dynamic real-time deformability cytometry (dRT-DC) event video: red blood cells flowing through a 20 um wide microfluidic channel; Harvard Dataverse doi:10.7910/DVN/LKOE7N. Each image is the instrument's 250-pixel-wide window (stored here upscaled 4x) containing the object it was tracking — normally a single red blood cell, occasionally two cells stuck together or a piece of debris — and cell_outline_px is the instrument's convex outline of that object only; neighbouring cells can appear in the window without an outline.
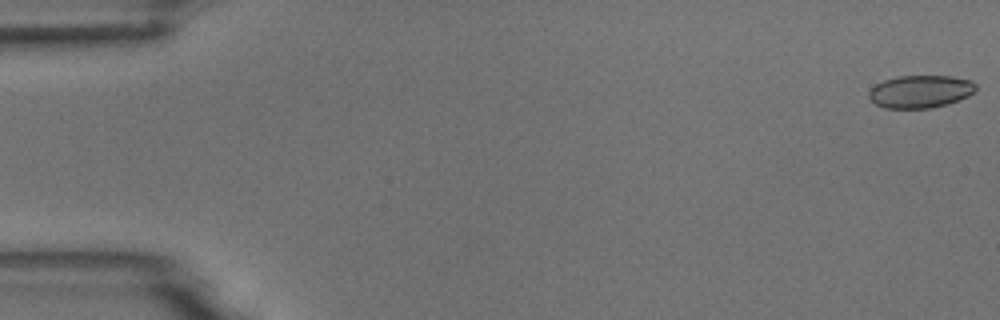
{"species": "common noctule bat (a hibernating species)", "species_latin": "Nyctalus noctula", "temperature_condition": "room temperature", "stored_images_in_passage": 54, "camera_frame_rate_fps": 3000, "um_per_image_px": 0.085, "animal": {"sex": "male", "body_mass_g": 18.8}, "frame": {"image": 1, "passage_image": 1, "time_ms": 0.0, "image_size_px": [1000, 320], "cell_outline_px": [[976, 88], [968, 96], [948, 104], [932, 108], [884, 108], [876, 104], [868, 96], [868, 92], [876, 84], [884, 80], [900, 76], [952, 76], [972, 80], [976, 84]], "centroid_in_image_um": [78.24, 7.78], "position_along_channel_um": 6.8, "area_um2": 20.35}}
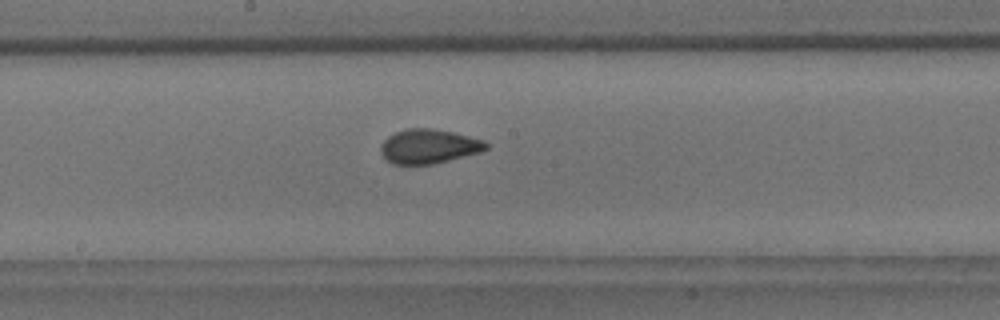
{"frame": {"image": 2, "passage_image": 29, "time_ms": 9.333, "image_size_px": [1000, 320], "cell_outline_px": [[488, 148], [480, 152], [432, 164], [392, 164], [380, 152], [380, 148], [384, 140], [388, 136], [396, 132], [408, 128], [432, 128], [452, 132], [484, 140], [488, 144]], "centroid_in_image_um": [36.44, 12.43], "position_along_channel_um": 211.8, "area_um2": 20.87}}
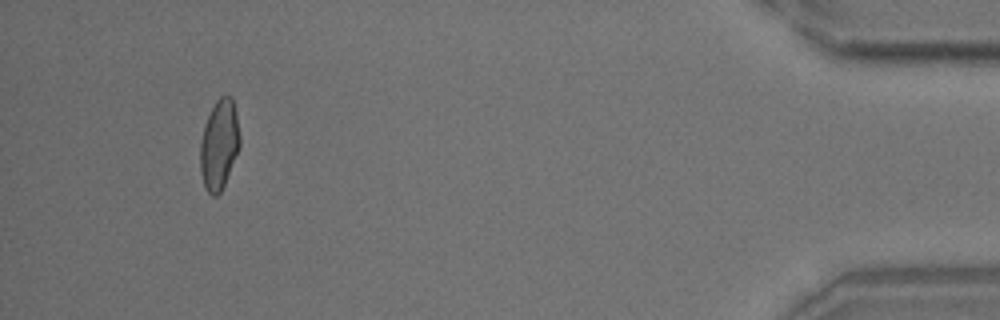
{"frame": {"image": 3, "passage_image": 51, "time_ms": 16.667, "image_size_px": [1000, 320], "cell_outline_px": [[240, 148], [224, 184], [220, 192], [216, 196], [212, 196], [204, 188], [200, 172], [200, 140], [204, 124], [216, 100], [220, 96], [232, 96], [236, 112], [240, 136]], "centroid_in_image_um": [18.62, 12.3], "position_along_channel_um": 416.6, "area_um2": 20.92}, "authors_computed_cell_mechanics": {"area_um2": 20.8658, "velocity_mm_per_s": 3.7374, "shape_relaxation_time_tau1_ms": 4.7728, "shape_relaxation_time_tau2_ms": 1.0082, "deformation_change_tau1": 0.1299, "deformation_change_tau2": 0.0674}}